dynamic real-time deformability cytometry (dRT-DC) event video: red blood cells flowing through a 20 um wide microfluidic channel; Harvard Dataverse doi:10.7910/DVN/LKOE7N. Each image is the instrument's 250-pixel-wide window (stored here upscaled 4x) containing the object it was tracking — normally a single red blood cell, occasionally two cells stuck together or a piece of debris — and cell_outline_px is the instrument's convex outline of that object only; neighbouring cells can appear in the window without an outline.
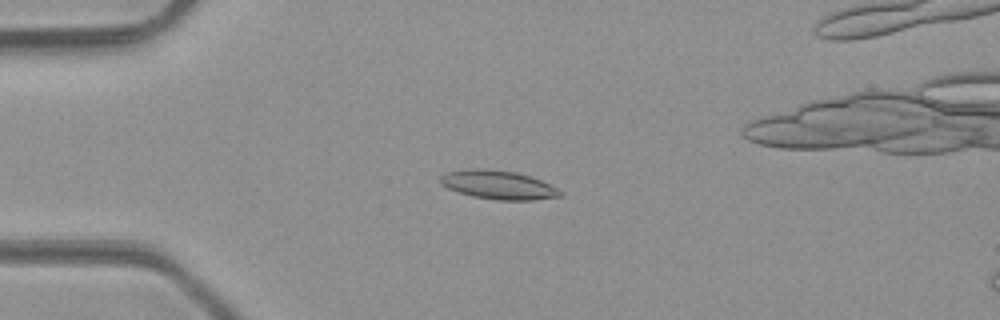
{"species": "common noctule bat (a hibernating species)", "species_latin": "Nyctalus noctula", "temperature_condition": "room temperature", "stored_images_in_passage": 49, "camera_frame_rate_fps": 3000, "um_per_image_px": 0.085, "animal": {"sex": "male", "body_mass_g": 23.1, "forearm_length_mm": 52.7}, "frame": {"image": 1, "passage_image": 12, "time_ms": 3.667, "image_size_px": [1000, 320], "cell_outline_px": [[564, 196], [532, 200], [496, 200], [472, 196], [448, 188], [440, 184], [440, 176], [444, 172], [472, 168], [476, 168], [516, 172], [532, 176], [564, 192]], "centroid_in_image_um": [42.36, 15.71], "position_along_channel_um": 42.6, "area_um2": 20.11}}
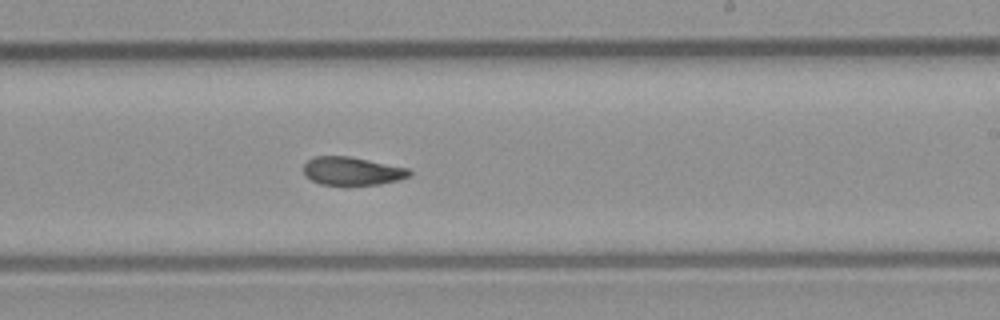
{"frame": {"image": 2, "passage_image": 29, "time_ms": 9.333, "image_size_px": [1000, 320], "cell_outline_px": [[412, 172], [408, 176], [400, 180], [380, 184], [344, 188], [320, 184], [304, 176], [304, 164], [308, 160], [316, 156], [348, 156], [408, 168]], "centroid_in_image_um": [29.9, 14.59], "position_along_channel_um": 259.1, "area_um2": 18.03}}
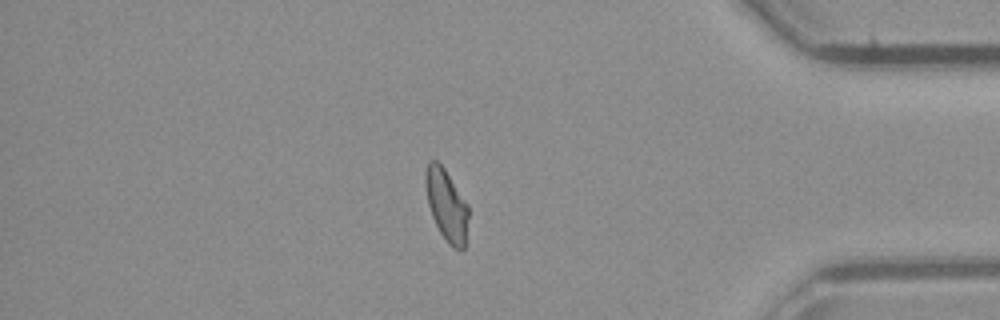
{"frame": {"image": 3, "passage_image": 41, "time_ms": 13.333, "image_size_px": [1000, 320], "cell_outline_px": [[468, 216], [464, 248], [460, 252], [452, 248], [448, 244], [440, 232], [432, 216], [428, 204], [424, 184], [424, 172], [428, 160], [436, 160], [444, 168], [468, 204]], "centroid_in_image_um": [37.93, 17.42], "position_along_channel_um": 397.3, "area_um2": 18.09}, "authors_computed_cell_mechanics": {"area_um2": 18.496, "velocity_mm_per_s": 4.2757, "shape_relaxation_time_tau1_ms": 7.2566, "shape_relaxation_time_tau2_ms": 4.7037, "deformation_change_tau1": 0.1883, "deformation_change_tau2": 0.0839}}